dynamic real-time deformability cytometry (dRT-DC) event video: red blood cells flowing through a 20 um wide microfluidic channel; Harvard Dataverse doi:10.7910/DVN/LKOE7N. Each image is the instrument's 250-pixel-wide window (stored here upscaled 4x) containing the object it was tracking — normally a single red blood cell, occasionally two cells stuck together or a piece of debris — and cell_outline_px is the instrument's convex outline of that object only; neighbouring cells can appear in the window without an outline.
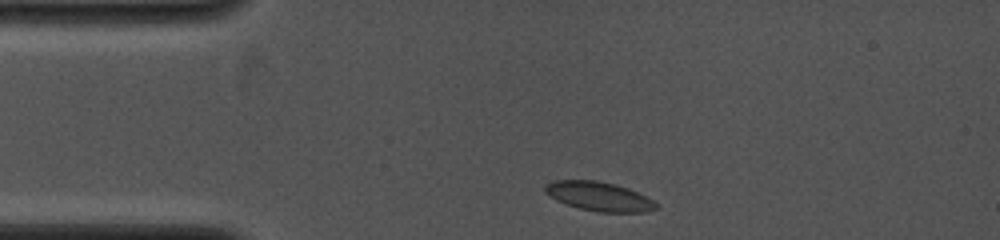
{"species": "common noctule bat (a hibernating species)", "species_latin": "Nyctalus noctula", "temperature_condition": "cold", "stored_images_in_passage": 14, "camera_frame_rate_fps": 4000, "um_per_image_px": 0.085, "animal": {"sex": "female", "body_mass_g": 19.0, "forearm_length_mm": 53.3}, "frame": {"image": 1, "passage_image": 1, "time_ms": 0.0, "image_size_px": [1000, 240], "cell_outline_px": [[660, 208], [644, 212], [600, 212], [580, 208], [556, 200], [544, 192], [544, 188], [552, 180], [596, 180], [616, 184], [628, 188], [652, 200]], "centroid_in_image_um": [50.91, 16.69], "position_along_channel_um": 34.1, "area_um2": 18.67}}
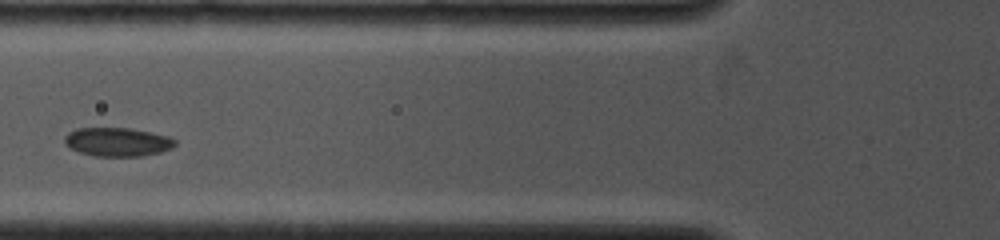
{"frame": {"image": 2, "passage_image": 7, "time_ms": 2.75, "image_size_px": [1000, 240], "cell_outline_px": [[176, 144], [172, 148], [160, 152], [140, 156], [96, 156], [80, 152], [64, 144], [64, 136], [68, 132], [76, 128], [132, 128], [168, 136], [176, 140]], "centroid_in_image_um": [9.98, 12.05], "position_along_channel_um": 115.8, "area_um2": 18.5}}
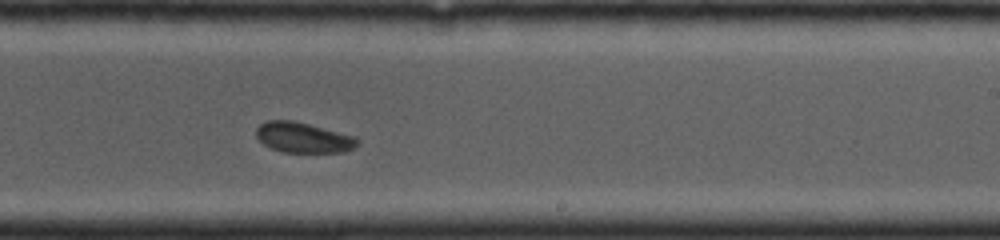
{"frame": {"image": 3, "passage_image": 14, "time_ms": 6.25, "image_size_px": [1000, 240], "cell_outline_px": [[360, 144], [356, 148], [344, 152], [280, 152], [264, 144], [256, 136], [256, 128], [260, 124], [268, 120], [292, 120], [356, 136], [360, 140]], "centroid_in_image_um": [25.82, 11.7], "position_along_channel_um": 263.2, "area_um2": 18.03}}